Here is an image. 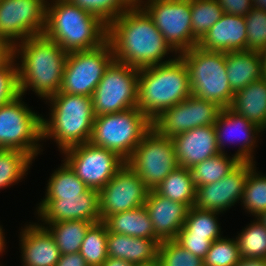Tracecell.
Listing matches in <instances>:
<instances>
[{"label":"cell","mask_w":266,"mask_h":266,"mask_svg":"<svg viewBox=\"0 0 266 266\" xmlns=\"http://www.w3.org/2000/svg\"><path fill=\"white\" fill-rule=\"evenodd\" d=\"M107 40L114 61L138 69L160 65L178 56L140 5H132L107 26Z\"/></svg>","instance_id":"1"},{"label":"cell","mask_w":266,"mask_h":266,"mask_svg":"<svg viewBox=\"0 0 266 266\" xmlns=\"http://www.w3.org/2000/svg\"><path fill=\"white\" fill-rule=\"evenodd\" d=\"M67 52L44 34L26 38L13 46L19 94L32 91L46 101L59 92Z\"/></svg>","instance_id":"2"},{"label":"cell","mask_w":266,"mask_h":266,"mask_svg":"<svg viewBox=\"0 0 266 266\" xmlns=\"http://www.w3.org/2000/svg\"><path fill=\"white\" fill-rule=\"evenodd\" d=\"M43 102L50 107L48 114L42 115L43 146L50 139L61 153L89 142L95 120L91 96L58 92Z\"/></svg>","instance_id":"3"},{"label":"cell","mask_w":266,"mask_h":266,"mask_svg":"<svg viewBox=\"0 0 266 266\" xmlns=\"http://www.w3.org/2000/svg\"><path fill=\"white\" fill-rule=\"evenodd\" d=\"M43 34L70 53L102 45L107 40V26L66 0H51L46 6Z\"/></svg>","instance_id":"4"},{"label":"cell","mask_w":266,"mask_h":266,"mask_svg":"<svg viewBox=\"0 0 266 266\" xmlns=\"http://www.w3.org/2000/svg\"><path fill=\"white\" fill-rule=\"evenodd\" d=\"M190 95L188 71L179 56L160 65L139 69L137 107L151 121Z\"/></svg>","instance_id":"5"},{"label":"cell","mask_w":266,"mask_h":266,"mask_svg":"<svg viewBox=\"0 0 266 266\" xmlns=\"http://www.w3.org/2000/svg\"><path fill=\"white\" fill-rule=\"evenodd\" d=\"M178 56L184 62L193 96L229 108L234 93L226 71V52L208 51L198 45Z\"/></svg>","instance_id":"6"},{"label":"cell","mask_w":266,"mask_h":266,"mask_svg":"<svg viewBox=\"0 0 266 266\" xmlns=\"http://www.w3.org/2000/svg\"><path fill=\"white\" fill-rule=\"evenodd\" d=\"M24 100L25 96L19 94L0 106V147L25 152L35 160L45 151L42 113L33 110Z\"/></svg>","instance_id":"7"},{"label":"cell","mask_w":266,"mask_h":266,"mask_svg":"<svg viewBox=\"0 0 266 266\" xmlns=\"http://www.w3.org/2000/svg\"><path fill=\"white\" fill-rule=\"evenodd\" d=\"M152 128V121L138 107L95 117L89 142L109 149L125 161Z\"/></svg>","instance_id":"8"},{"label":"cell","mask_w":266,"mask_h":266,"mask_svg":"<svg viewBox=\"0 0 266 266\" xmlns=\"http://www.w3.org/2000/svg\"><path fill=\"white\" fill-rule=\"evenodd\" d=\"M125 163L137 173L149 190L156 189L179 166L173 139L159 134L153 127Z\"/></svg>","instance_id":"9"},{"label":"cell","mask_w":266,"mask_h":266,"mask_svg":"<svg viewBox=\"0 0 266 266\" xmlns=\"http://www.w3.org/2000/svg\"><path fill=\"white\" fill-rule=\"evenodd\" d=\"M113 61L108 40L97 48L68 53L59 92L92 97L105 70Z\"/></svg>","instance_id":"10"},{"label":"cell","mask_w":266,"mask_h":266,"mask_svg":"<svg viewBox=\"0 0 266 266\" xmlns=\"http://www.w3.org/2000/svg\"><path fill=\"white\" fill-rule=\"evenodd\" d=\"M139 69L113 61L92 95L95 117L137 107Z\"/></svg>","instance_id":"11"},{"label":"cell","mask_w":266,"mask_h":266,"mask_svg":"<svg viewBox=\"0 0 266 266\" xmlns=\"http://www.w3.org/2000/svg\"><path fill=\"white\" fill-rule=\"evenodd\" d=\"M140 6L177 54L198 45L191 27L190 0H145Z\"/></svg>","instance_id":"12"},{"label":"cell","mask_w":266,"mask_h":266,"mask_svg":"<svg viewBox=\"0 0 266 266\" xmlns=\"http://www.w3.org/2000/svg\"><path fill=\"white\" fill-rule=\"evenodd\" d=\"M60 155L88 188L98 191L125 165L115 152L90 142L65 149Z\"/></svg>","instance_id":"13"},{"label":"cell","mask_w":266,"mask_h":266,"mask_svg":"<svg viewBox=\"0 0 266 266\" xmlns=\"http://www.w3.org/2000/svg\"><path fill=\"white\" fill-rule=\"evenodd\" d=\"M46 6V0H0V39L13 47L43 34Z\"/></svg>","instance_id":"14"},{"label":"cell","mask_w":266,"mask_h":266,"mask_svg":"<svg viewBox=\"0 0 266 266\" xmlns=\"http://www.w3.org/2000/svg\"><path fill=\"white\" fill-rule=\"evenodd\" d=\"M222 109L214 102L190 95L162 111L152 120V127L159 134L174 138L193 128L214 126Z\"/></svg>","instance_id":"15"},{"label":"cell","mask_w":266,"mask_h":266,"mask_svg":"<svg viewBox=\"0 0 266 266\" xmlns=\"http://www.w3.org/2000/svg\"><path fill=\"white\" fill-rule=\"evenodd\" d=\"M214 126L217 147L221 153H228L226 147L229 148V145L233 144L234 148L238 145L234 155L241 162L257 163L255 151L259 147V140L261 142L260 137L265 134L263 129L230 108L221 110Z\"/></svg>","instance_id":"16"},{"label":"cell","mask_w":266,"mask_h":266,"mask_svg":"<svg viewBox=\"0 0 266 266\" xmlns=\"http://www.w3.org/2000/svg\"><path fill=\"white\" fill-rule=\"evenodd\" d=\"M149 189L126 163L114 177L99 190V214L104 221L112 214L144 206Z\"/></svg>","instance_id":"17"},{"label":"cell","mask_w":266,"mask_h":266,"mask_svg":"<svg viewBox=\"0 0 266 266\" xmlns=\"http://www.w3.org/2000/svg\"><path fill=\"white\" fill-rule=\"evenodd\" d=\"M256 163L241 162L215 183L196 187L194 207L225 214L242 200L248 172Z\"/></svg>","instance_id":"18"},{"label":"cell","mask_w":266,"mask_h":266,"mask_svg":"<svg viewBox=\"0 0 266 266\" xmlns=\"http://www.w3.org/2000/svg\"><path fill=\"white\" fill-rule=\"evenodd\" d=\"M34 215L39 223H55L69 220L101 221L99 214V191L89 188L78 197L63 199H40Z\"/></svg>","instance_id":"19"},{"label":"cell","mask_w":266,"mask_h":266,"mask_svg":"<svg viewBox=\"0 0 266 266\" xmlns=\"http://www.w3.org/2000/svg\"><path fill=\"white\" fill-rule=\"evenodd\" d=\"M19 252L22 266H56L61 257L57 244L38 221L30 220L19 229Z\"/></svg>","instance_id":"20"},{"label":"cell","mask_w":266,"mask_h":266,"mask_svg":"<svg viewBox=\"0 0 266 266\" xmlns=\"http://www.w3.org/2000/svg\"><path fill=\"white\" fill-rule=\"evenodd\" d=\"M153 223L156 241L175 240L183 227L188 207L180 202L159 195L155 190H149L144 204Z\"/></svg>","instance_id":"21"},{"label":"cell","mask_w":266,"mask_h":266,"mask_svg":"<svg viewBox=\"0 0 266 266\" xmlns=\"http://www.w3.org/2000/svg\"><path fill=\"white\" fill-rule=\"evenodd\" d=\"M172 139L180 167L190 169L220 153L216 143L215 126L193 128Z\"/></svg>","instance_id":"22"},{"label":"cell","mask_w":266,"mask_h":266,"mask_svg":"<svg viewBox=\"0 0 266 266\" xmlns=\"http://www.w3.org/2000/svg\"><path fill=\"white\" fill-rule=\"evenodd\" d=\"M244 16H223L210 28L199 41L198 46L208 51L246 50L247 30Z\"/></svg>","instance_id":"23"},{"label":"cell","mask_w":266,"mask_h":266,"mask_svg":"<svg viewBox=\"0 0 266 266\" xmlns=\"http://www.w3.org/2000/svg\"><path fill=\"white\" fill-rule=\"evenodd\" d=\"M158 246L155 239L130 237L108 231V257L119 258L136 266L156 263Z\"/></svg>","instance_id":"24"},{"label":"cell","mask_w":266,"mask_h":266,"mask_svg":"<svg viewBox=\"0 0 266 266\" xmlns=\"http://www.w3.org/2000/svg\"><path fill=\"white\" fill-rule=\"evenodd\" d=\"M227 78L233 93L248 84L263 78V58L261 52L252 50L226 52Z\"/></svg>","instance_id":"25"},{"label":"cell","mask_w":266,"mask_h":266,"mask_svg":"<svg viewBox=\"0 0 266 266\" xmlns=\"http://www.w3.org/2000/svg\"><path fill=\"white\" fill-rule=\"evenodd\" d=\"M229 108L266 132V79L263 77L235 93Z\"/></svg>","instance_id":"26"},{"label":"cell","mask_w":266,"mask_h":266,"mask_svg":"<svg viewBox=\"0 0 266 266\" xmlns=\"http://www.w3.org/2000/svg\"><path fill=\"white\" fill-rule=\"evenodd\" d=\"M103 222L109 232L156 240L153 223L144 206L112 214Z\"/></svg>","instance_id":"27"},{"label":"cell","mask_w":266,"mask_h":266,"mask_svg":"<svg viewBox=\"0 0 266 266\" xmlns=\"http://www.w3.org/2000/svg\"><path fill=\"white\" fill-rule=\"evenodd\" d=\"M60 164L51 171L43 192L45 195L40 199L78 197L89 189L64 160H61Z\"/></svg>","instance_id":"28"},{"label":"cell","mask_w":266,"mask_h":266,"mask_svg":"<svg viewBox=\"0 0 266 266\" xmlns=\"http://www.w3.org/2000/svg\"><path fill=\"white\" fill-rule=\"evenodd\" d=\"M159 195L172 201L193 207L196 198V186L190 169L178 166L154 189Z\"/></svg>","instance_id":"29"},{"label":"cell","mask_w":266,"mask_h":266,"mask_svg":"<svg viewBox=\"0 0 266 266\" xmlns=\"http://www.w3.org/2000/svg\"><path fill=\"white\" fill-rule=\"evenodd\" d=\"M53 236L61 255L80 252L88 228L93 224L84 220L40 223Z\"/></svg>","instance_id":"30"},{"label":"cell","mask_w":266,"mask_h":266,"mask_svg":"<svg viewBox=\"0 0 266 266\" xmlns=\"http://www.w3.org/2000/svg\"><path fill=\"white\" fill-rule=\"evenodd\" d=\"M240 163L241 161L231 152L230 154L220 152L218 155L196 164L190 168V171L194 184L198 187L219 181Z\"/></svg>","instance_id":"31"},{"label":"cell","mask_w":266,"mask_h":266,"mask_svg":"<svg viewBox=\"0 0 266 266\" xmlns=\"http://www.w3.org/2000/svg\"><path fill=\"white\" fill-rule=\"evenodd\" d=\"M35 160L27 153L3 149L0 152V191L25 181Z\"/></svg>","instance_id":"32"},{"label":"cell","mask_w":266,"mask_h":266,"mask_svg":"<svg viewBox=\"0 0 266 266\" xmlns=\"http://www.w3.org/2000/svg\"><path fill=\"white\" fill-rule=\"evenodd\" d=\"M223 213L209 210H199L190 207L188 209L186 220L177 235H199L206 236L213 241L223 237L221 219Z\"/></svg>","instance_id":"33"},{"label":"cell","mask_w":266,"mask_h":266,"mask_svg":"<svg viewBox=\"0 0 266 266\" xmlns=\"http://www.w3.org/2000/svg\"><path fill=\"white\" fill-rule=\"evenodd\" d=\"M258 169L255 164L248 172L240 203L245 214L251 217H258L266 211V173Z\"/></svg>","instance_id":"34"},{"label":"cell","mask_w":266,"mask_h":266,"mask_svg":"<svg viewBox=\"0 0 266 266\" xmlns=\"http://www.w3.org/2000/svg\"><path fill=\"white\" fill-rule=\"evenodd\" d=\"M236 234L234 237L242 258H266V226L257 217Z\"/></svg>","instance_id":"35"},{"label":"cell","mask_w":266,"mask_h":266,"mask_svg":"<svg viewBox=\"0 0 266 266\" xmlns=\"http://www.w3.org/2000/svg\"><path fill=\"white\" fill-rule=\"evenodd\" d=\"M107 237L108 229L103 221L88 228L79 252L88 266H102L107 259Z\"/></svg>","instance_id":"36"},{"label":"cell","mask_w":266,"mask_h":266,"mask_svg":"<svg viewBox=\"0 0 266 266\" xmlns=\"http://www.w3.org/2000/svg\"><path fill=\"white\" fill-rule=\"evenodd\" d=\"M190 7L193 36L200 41L224 12L217 0H190Z\"/></svg>","instance_id":"37"},{"label":"cell","mask_w":266,"mask_h":266,"mask_svg":"<svg viewBox=\"0 0 266 266\" xmlns=\"http://www.w3.org/2000/svg\"><path fill=\"white\" fill-rule=\"evenodd\" d=\"M94 15L106 26L125 13L132 4L128 0H66Z\"/></svg>","instance_id":"38"},{"label":"cell","mask_w":266,"mask_h":266,"mask_svg":"<svg viewBox=\"0 0 266 266\" xmlns=\"http://www.w3.org/2000/svg\"><path fill=\"white\" fill-rule=\"evenodd\" d=\"M241 258L235 237L227 235L211 243L203 262L204 266H234Z\"/></svg>","instance_id":"39"},{"label":"cell","mask_w":266,"mask_h":266,"mask_svg":"<svg viewBox=\"0 0 266 266\" xmlns=\"http://www.w3.org/2000/svg\"><path fill=\"white\" fill-rule=\"evenodd\" d=\"M157 262L159 266H204L202 258L193 255L175 240L159 244Z\"/></svg>","instance_id":"40"},{"label":"cell","mask_w":266,"mask_h":266,"mask_svg":"<svg viewBox=\"0 0 266 266\" xmlns=\"http://www.w3.org/2000/svg\"><path fill=\"white\" fill-rule=\"evenodd\" d=\"M245 22L246 50L261 52L266 47V11L253 7L245 16Z\"/></svg>","instance_id":"41"},{"label":"cell","mask_w":266,"mask_h":266,"mask_svg":"<svg viewBox=\"0 0 266 266\" xmlns=\"http://www.w3.org/2000/svg\"><path fill=\"white\" fill-rule=\"evenodd\" d=\"M19 95L17 66L13 56L0 67V106Z\"/></svg>","instance_id":"42"},{"label":"cell","mask_w":266,"mask_h":266,"mask_svg":"<svg viewBox=\"0 0 266 266\" xmlns=\"http://www.w3.org/2000/svg\"><path fill=\"white\" fill-rule=\"evenodd\" d=\"M175 241L193 255L202 259L205 258L213 242L212 239L199 235H177Z\"/></svg>","instance_id":"43"},{"label":"cell","mask_w":266,"mask_h":266,"mask_svg":"<svg viewBox=\"0 0 266 266\" xmlns=\"http://www.w3.org/2000/svg\"><path fill=\"white\" fill-rule=\"evenodd\" d=\"M224 13L246 16L254 7L252 0H217Z\"/></svg>","instance_id":"44"},{"label":"cell","mask_w":266,"mask_h":266,"mask_svg":"<svg viewBox=\"0 0 266 266\" xmlns=\"http://www.w3.org/2000/svg\"><path fill=\"white\" fill-rule=\"evenodd\" d=\"M56 266H88L79 252L61 255Z\"/></svg>","instance_id":"45"},{"label":"cell","mask_w":266,"mask_h":266,"mask_svg":"<svg viewBox=\"0 0 266 266\" xmlns=\"http://www.w3.org/2000/svg\"><path fill=\"white\" fill-rule=\"evenodd\" d=\"M13 56V47L5 40L0 39V67Z\"/></svg>","instance_id":"46"},{"label":"cell","mask_w":266,"mask_h":266,"mask_svg":"<svg viewBox=\"0 0 266 266\" xmlns=\"http://www.w3.org/2000/svg\"><path fill=\"white\" fill-rule=\"evenodd\" d=\"M234 266H266V258H241Z\"/></svg>","instance_id":"47"},{"label":"cell","mask_w":266,"mask_h":266,"mask_svg":"<svg viewBox=\"0 0 266 266\" xmlns=\"http://www.w3.org/2000/svg\"><path fill=\"white\" fill-rule=\"evenodd\" d=\"M102 266H136L131 263H128L125 260L113 257H107V259L103 262Z\"/></svg>","instance_id":"48"},{"label":"cell","mask_w":266,"mask_h":266,"mask_svg":"<svg viewBox=\"0 0 266 266\" xmlns=\"http://www.w3.org/2000/svg\"><path fill=\"white\" fill-rule=\"evenodd\" d=\"M1 222V221H0ZM5 229H3V225H1L0 223V256H3V254L7 253V249H8V246H7V239H6V235H5ZM7 247V248H6Z\"/></svg>","instance_id":"49"},{"label":"cell","mask_w":266,"mask_h":266,"mask_svg":"<svg viewBox=\"0 0 266 266\" xmlns=\"http://www.w3.org/2000/svg\"><path fill=\"white\" fill-rule=\"evenodd\" d=\"M254 8H259L266 11V0H252Z\"/></svg>","instance_id":"50"},{"label":"cell","mask_w":266,"mask_h":266,"mask_svg":"<svg viewBox=\"0 0 266 266\" xmlns=\"http://www.w3.org/2000/svg\"><path fill=\"white\" fill-rule=\"evenodd\" d=\"M263 58V77L266 79V47L261 51Z\"/></svg>","instance_id":"51"},{"label":"cell","mask_w":266,"mask_h":266,"mask_svg":"<svg viewBox=\"0 0 266 266\" xmlns=\"http://www.w3.org/2000/svg\"><path fill=\"white\" fill-rule=\"evenodd\" d=\"M257 218L262 224L266 226V211L261 213Z\"/></svg>","instance_id":"52"},{"label":"cell","mask_w":266,"mask_h":266,"mask_svg":"<svg viewBox=\"0 0 266 266\" xmlns=\"http://www.w3.org/2000/svg\"><path fill=\"white\" fill-rule=\"evenodd\" d=\"M132 5H140L145 0H128Z\"/></svg>","instance_id":"53"},{"label":"cell","mask_w":266,"mask_h":266,"mask_svg":"<svg viewBox=\"0 0 266 266\" xmlns=\"http://www.w3.org/2000/svg\"><path fill=\"white\" fill-rule=\"evenodd\" d=\"M142 266H159L158 262L154 263V264H149V265H142Z\"/></svg>","instance_id":"54"}]
</instances>
